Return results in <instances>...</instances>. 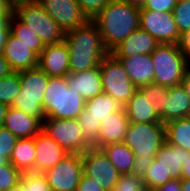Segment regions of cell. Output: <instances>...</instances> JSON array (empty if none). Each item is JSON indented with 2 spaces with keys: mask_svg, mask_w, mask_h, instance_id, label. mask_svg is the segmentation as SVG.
<instances>
[{
  "mask_svg": "<svg viewBox=\"0 0 190 191\" xmlns=\"http://www.w3.org/2000/svg\"><path fill=\"white\" fill-rule=\"evenodd\" d=\"M83 173L94 179L105 191H114L121 174L98 148L91 147L82 153Z\"/></svg>",
  "mask_w": 190,
  "mask_h": 191,
  "instance_id": "cell-11",
  "label": "cell"
},
{
  "mask_svg": "<svg viewBox=\"0 0 190 191\" xmlns=\"http://www.w3.org/2000/svg\"><path fill=\"white\" fill-rule=\"evenodd\" d=\"M111 53L123 40L140 27V7L125 0H110L92 19Z\"/></svg>",
  "mask_w": 190,
  "mask_h": 191,
  "instance_id": "cell-1",
  "label": "cell"
},
{
  "mask_svg": "<svg viewBox=\"0 0 190 191\" xmlns=\"http://www.w3.org/2000/svg\"><path fill=\"white\" fill-rule=\"evenodd\" d=\"M179 46L190 58V30L181 34Z\"/></svg>",
  "mask_w": 190,
  "mask_h": 191,
  "instance_id": "cell-46",
  "label": "cell"
},
{
  "mask_svg": "<svg viewBox=\"0 0 190 191\" xmlns=\"http://www.w3.org/2000/svg\"><path fill=\"white\" fill-rule=\"evenodd\" d=\"M8 162L9 160L3 154H0V166H3L7 164Z\"/></svg>",
  "mask_w": 190,
  "mask_h": 191,
  "instance_id": "cell-55",
  "label": "cell"
},
{
  "mask_svg": "<svg viewBox=\"0 0 190 191\" xmlns=\"http://www.w3.org/2000/svg\"><path fill=\"white\" fill-rule=\"evenodd\" d=\"M35 137L18 138L9 162L23 173H34Z\"/></svg>",
  "mask_w": 190,
  "mask_h": 191,
  "instance_id": "cell-25",
  "label": "cell"
},
{
  "mask_svg": "<svg viewBox=\"0 0 190 191\" xmlns=\"http://www.w3.org/2000/svg\"><path fill=\"white\" fill-rule=\"evenodd\" d=\"M64 41L68 46L69 70L72 73L99 67L101 60L109 53L92 20L66 32Z\"/></svg>",
  "mask_w": 190,
  "mask_h": 191,
  "instance_id": "cell-2",
  "label": "cell"
},
{
  "mask_svg": "<svg viewBox=\"0 0 190 191\" xmlns=\"http://www.w3.org/2000/svg\"><path fill=\"white\" fill-rule=\"evenodd\" d=\"M189 154V151L174 146L167 141L163 143L154 158L164 170L165 183L171 179H181L182 164H184Z\"/></svg>",
  "mask_w": 190,
  "mask_h": 191,
  "instance_id": "cell-23",
  "label": "cell"
},
{
  "mask_svg": "<svg viewBox=\"0 0 190 191\" xmlns=\"http://www.w3.org/2000/svg\"><path fill=\"white\" fill-rule=\"evenodd\" d=\"M124 105L108 94L101 93L94 98L86 100L82 114L86 117H94L100 121L106 119L109 114L120 111Z\"/></svg>",
  "mask_w": 190,
  "mask_h": 191,
  "instance_id": "cell-26",
  "label": "cell"
},
{
  "mask_svg": "<svg viewBox=\"0 0 190 191\" xmlns=\"http://www.w3.org/2000/svg\"><path fill=\"white\" fill-rule=\"evenodd\" d=\"M2 54L12 72H20L38 66V56L29 49V45L11 33Z\"/></svg>",
  "mask_w": 190,
  "mask_h": 191,
  "instance_id": "cell-16",
  "label": "cell"
},
{
  "mask_svg": "<svg viewBox=\"0 0 190 191\" xmlns=\"http://www.w3.org/2000/svg\"><path fill=\"white\" fill-rule=\"evenodd\" d=\"M37 2L65 33L89 20L77 0H37Z\"/></svg>",
  "mask_w": 190,
  "mask_h": 191,
  "instance_id": "cell-13",
  "label": "cell"
},
{
  "mask_svg": "<svg viewBox=\"0 0 190 191\" xmlns=\"http://www.w3.org/2000/svg\"><path fill=\"white\" fill-rule=\"evenodd\" d=\"M190 116V97L182 84L168 87L165 95L162 123Z\"/></svg>",
  "mask_w": 190,
  "mask_h": 191,
  "instance_id": "cell-24",
  "label": "cell"
},
{
  "mask_svg": "<svg viewBox=\"0 0 190 191\" xmlns=\"http://www.w3.org/2000/svg\"><path fill=\"white\" fill-rule=\"evenodd\" d=\"M77 119L81 127L84 139L93 147L99 138V128L101 121L94 117H86L82 113L78 116Z\"/></svg>",
  "mask_w": 190,
  "mask_h": 191,
  "instance_id": "cell-32",
  "label": "cell"
},
{
  "mask_svg": "<svg viewBox=\"0 0 190 191\" xmlns=\"http://www.w3.org/2000/svg\"><path fill=\"white\" fill-rule=\"evenodd\" d=\"M5 1L8 3V5L11 8L14 9L16 6L21 5V4L25 3V2L32 1V0H5Z\"/></svg>",
  "mask_w": 190,
  "mask_h": 191,
  "instance_id": "cell-51",
  "label": "cell"
},
{
  "mask_svg": "<svg viewBox=\"0 0 190 191\" xmlns=\"http://www.w3.org/2000/svg\"><path fill=\"white\" fill-rule=\"evenodd\" d=\"M155 191H182L181 179H171L165 184L158 186Z\"/></svg>",
  "mask_w": 190,
  "mask_h": 191,
  "instance_id": "cell-43",
  "label": "cell"
},
{
  "mask_svg": "<svg viewBox=\"0 0 190 191\" xmlns=\"http://www.w3.org/2000/svg\"><path fill=\"white\" fill-rule=\"evenodd\" d=\"M154 157L141 158V156H135L134 164L131 169V174L137 175L141 179L144 178L147 169L153 162Z\"/></svg>",
  "mask_w": 190,
  "mask_h": 191,
  "instance_id": "cell-41",
  "label": "cell"
},
{
  "mask_svg": "<svg viewBox=\"0 0 190 191\" xmlns=\"http://www.w3.org/2000/svg\"><path fill=\"white\" fill-rule=\"evenodd\" d=\"M159 42L140 27L126 37L111 53L115 57H131L139 54H151Z\"/></svg>",
  "mask_w": 190,
  "mask_h": 191,
  "instance_id": "cell-22",
  "label": "cell"
},
{
  "mask_svg": "<svg viewBox=\"0 0 190 191\" xmlns=\"http://www.w3.org/2000/svg\"><path fill=\"white\" fill-rule=\"evenodd\" d=\"M166 141L164 123H129L123 143L135 156L155 157Z\"/></svg>",
  "mask_w": 190,
  "mask_h": 191,
  "instance_id": "cell-7",
  "label": "cell"
},
{
  "mask_svg": "<svg viewBox=\"0 0 190 191\" xmlns=\"http://www.w3.org/2000/svg\"><path fill=\"white\" fill-rule=\"evenodd\" d=\"M69 50L65 41L45 45L38 57V67L51 77H66L69 73Z\"/></svg>",
  "mask_w": 190,
  "mask_h": 191,
  "instance_id": "cell-14",
  "label": "cell"
},
{
  "mask_svg": "<svg viewBox=\"0 0 190 191\" xmlns=\"http://www.w3.org/2000/svg\"><path fill=\"white\" fill-rule=\"evenodd\" d=\"M10 34V22L0 24V54L3 53L4 46Z\"/></svg>",
  "mask_w": 190,
  "mask_h": 191,
  "instance_id": "cell-45",
  "label": "cell"
},
{
  "mask_svg": "<svg viewBox=\"0 0 190 191\" xmlns=\"http://www.w3.org/2000/svg\"><path fill=\"white\" fill-rule=\"evenodd\" d=\"M22 173L10 162L0 166V191H8L21 181Z\"/></svg>",
  "mask_w": 190,
  "mask_h": 191,
  "instance_id": "cell-35",
  "label": "cell"
},
{
  "mask_svg": "<svg viewBox=\"0 0 190 191\" xmlns=\"http://www.w3.org/2000/svg\"><path fill=\"white\" fill-rule=\"evenodd\" d=\"M86 100L69 89L66 77H51L42 102L45 117L77 119L85 108Z\"/></svg>",
  "mask_w": 190,
  "mask_h": 191,
  "instance_id": "cell-3",
  "label": "cell"
},
{
  "mask_svg": "<svg viewBox=\"0 0 190 191\" xmlns=\"http://www.w3.org/2000/svg\"><path fill=\"white\" fill-rule=\"evenodd\" d=\"M172 13L180 35L190 30V0L179 1Z\"/></svg>",
  "mask_w": 190,
  "mask_h": 191,
  "instance_id": "cell-33",
  "label": "cell"
},
{
  "mask_svg": "<svg viewBox=\"0 0 190 191\" xmlns=\"http://www.w3.org/2000/svg\"><path fill=\"white\" fill-rule=\"evenodd\" d=\"M12 14L13 8L5 0H0V24L9 22Z\"/></svg>",
  "mask_w": 190,
  "mask_h": 191,
  "instance_id": "cell-44",
  "label": "cell"
},
{
  "mask_svg": "<svg viewBox=\"0 0 190 191\" xmlns=\"http://www.w3.org/2000/svg\"><path fill=\"white\" fill-rule=\"evenodd\" d=\"M21 182L25 185V191H52L43 173H23Z\"/></svg>",
  "mask_w": 190,
  "mask_h": 191,
  "instance_id": "cell-36",
  "label": "cell"
},
{
  "mask_svg": "<svg viewBox=\"0 0 190 191\" xmlns=\"http://www.w3.org/2000/svg\"><path fill=\"white\" fill-rule=\"evenodd\" d=\"M42 131L69 153L82 154L92 147L84 139L78 119L45 117Z\"/></svg>",
  "mask_w": 190,
  "mask_h": 191,
  "instance_id": "cell-9",
  "label": "cell"
},
{
  "mask_svg": "<svg viewBox=\"0 0 190 191\" xmlns=\"http://www.w3.org/2000/svg\"><path fill=\"white\" fill-rule=\"evenodd\" d=\"M129 123H161L148 99V91L142 86L137 88L133 96L124 105Z\"/></svg>",
  "mask_w": 190,
  "mask_h": 191,
  "instance_id": "cell-18",
  "label": "cell"
},
{
  "mask_svg": "<svg viewBox=\"0 0 190 191\" xmlns=\"http://www.w3.org/2000/svg\"><path fill=\"white\" fill-rule=\"evenodd\" d=\"M151 57L155 69L154 83L167 87L181 84L190 67V58L179 44H159Z\"/></svg>",
  "mask_w": 190,
  "mask_h": 191,
  "instance_id": "cell-4",
  "label": "cell"
},
{
  "mask_svg": "<svg viewBox=\"0 0 190 191\" xmlns=\"http://www.w3.org/2000/svg\"><path fill=\"white\" fill-rule=\"evenodd\" d=\"M103 93L110 95L125 105L137 87L130 80L123 65L112 53H108L99 65Z\"/></svg>",
  "mask_w": 190,
  "mask_h": 191,
  "instance_id": "cell-8",
  "label": "cell"
},
{
  "mask_svg": "<svg viewBox=\"0 0 190 191\" xmlns=\"http://www.w3.org/2000/svg\"><path fill=\"white\" fill-rule=\"evenodd\" d=\"M99 128V138L94 148L100 149L107 144L122 143L127 128L129 126V119L126 111L123 108L109 114L106 119L101 120Z\"/></svg>",
  "mask_w": 190,
  "mask_h": 191,
  "instance_id": "cell-19",
  "label": "cell"
},
{
  "mask_svg": "<svg viewBox=\"0 0 190 191\" xmlns=\"http://www.w3.org/2000/svg\"><path fill=\"white\" fill-rule=\"evenodd\" d=\"M144 189L142 179L137 175L125 174L119 177L114 191H142Z\"/></svg>",
  "mask_w": 190,
  "mask_h": 191,
  "instance_id": "cell-37",
  "label": "cell"
},
{
  "mask_svg": "<svg viewBox=\"0 0 190 191\" xmlns=\"http://www.w3.org/2000/svg\"><path fill=\"white\" fill-rule=\"evenodd\" d=\"M127 3L137 6V7H142L146 0H125Z\"/></svg>",
  "mask_w": 190,
  "mask_h": 191,
  "instance_id": "cell-52",
  "label": "cell"
},
{
  "mask_svg": "<svg viewBox=\"0 0 190 191\" xmlns=\"http://www.w3.org/2000/svg\"><path fill=\"white\" fill-rule=\"evenodd\" d=\"M35 148L34 173H43L69 154L42 130L35 136Z\"/></svg>",
  "mask_w": 190,
  "mask_h": 191,
  "instance_id": "cell-15",
  "label": "cell"
},
{
  "mask_svg": "<svg viewBox=\"0 0 190 191\" xmlns=\"http://www.w3.org/2000/svg\"><path fill=\"white\" fill-rule=\"evenodd\" d=\"M83 174L82 154L69 153L43 172L52 191H76Z\"/></svg>",
  "mask_w": 190,
  "mask_h": 191,
  "instance_id": "cell-10",
  "label": "cell"
},
{
  "mask_svg": "<svg viewBox=\"0 0 190 191\" xmlns=\"http://www.w3.org/2000/svg\"><path fill=\"white\" fill-rule=\"evenodd\" d=\"M142 182L144 188L146 189H156L158 186L165 184L164 170L162 169L161 164L155 158L147 169Z\"/></svg>",
  "mask_w": 190,
  "mask_h": 191,
  "instance_id": "cell-34",
  "label": "cell"
},
{
  "mask_svg": "<svg viewBox=\"0 0 190 191\" xmlns=\"http://www.w3.org/2000/svg\"><path fill=\"white\" fill-rule=\"evenodd\" d=\"M182 191H190V179H181Z\"/></svg>",
  "mask_w": 190,
  "mask_h": 191,
  "instance_id": "cell-53",
  "label": "cell"
},
{
  "mask_svg": "<svg viewBox=\"0 0 190 191\" xmlns=\"http://www.w3.org/2000/svg\"><path fill=\"white\" fill-rule=\"evenodd\" d=\"M165 135L167 142L190 152V117L167 122Z\"/></svg>",
  "mask_w": 190,
  "mask_h": 191,
  "instance_id": "cell-28",
  "label": "cell"
},
{
  "mask_svg": "<svg viewBox=\"0 0 190 191\" xmlns=\"http://www.w3.org/2000/svg\"><path fill=\"white\" fill-rule=\"evenodd\" d=\"M181 84L183 85L186 93L189 95L190 97V67L187 69L184 77H183V80L181 82Z\"/></svg>",
  "mask_w": 190,
  "mask_h": 191,
  "instance_id": "cell-49",
  "label": "cell"
},
{
  "mask_svg": "<svg viewBox=\"0 0 190 191\" xmlns=\"http://www.w3.org/2000/svg\"><path fill=\"white\" fill-rule=\"evenodd\" d=\"M3 127L17 138H32L42 130V122L32 115L10 106L5 115Z\"/></svg>",
  "mask_w": 190,
  "mask_h": 191,
  "instance_id": "cell-20",
  "label": "cell"
},
{
  "mask_svg": "<svg viewBox=\"0 0 190 191\" xmlns=\"http://www.w3.org/2000/svg\"><path fill=\"white\" fill-rule=\"evenodd\" d=\"M143 87L148 91V99L162 123V111L164 109L165 95L168 94V87L154 82Z\"/></svg>",
  "mask_w": 190,
  "mask_h": 191,
  "instance_id": "cell-31",
  "label": "cell"
},
{
  "mask_svg": "<svg viewBox=\"0 0 190 191\" xmlns=\"http://www.w3.org/2000/svg\"><path fill=\"white\" fill-rule=\"evenodd\" d=\"M66 79L69 89L78 92L85 100L103 93L101 70L99 67L77 73L70 72Z\"/></svg>",
  "mask_w": 190,
  "mask_h": 191,
  "instance_id": "cell-21",
  "label": "cell"
},
{
  "mask_svg": "<svg viewBox=\"0 0 190 191\" xmlns=\"http://www.w3.org/2000/svg\"><path fill=\"white\" fill-rule=\"evenodd\" d=\"M13 14L28 26L41 39L44 45L64 41L65 32L48 15L37 0L16 6L13 9Z\"/></svg>",
  "mask_w": 190,
  "mask_h": 191,
  "instance_id": "cell-6",
  "label": "cell"
},
{
  "mask_svg": "<svg viewBox=\"0 0 190 191\" xmlns=\"http://www.w3.org/2000/svg\"><path fill=\"white\" fill-rule=\"evenodd\" d=\"M76 191H105L94 179L86 176L84 173L81 176L80 182Z\"/></svg>",
  "mask_w": 190,
  "mask_h": 191,
  "instance_id": "cell-42",
  "label": "cell"
},
{
  "mask_svg": "<svg viewBox=\"0 0 190 191\" xmlns=\"http://www.w3.org/2000/svg\"><path fill=\"white\" fill-rule=\"evenodd\" d=\"M142 191H155L154 189H146L144 188Z\"/></svg>",
  "mask_w": 190,
  "mask_h": 191,
  "instance_id": "cell-56",
  "label": "cell"
},
{
  "mask_svg": "<svg viewBox=\"0 0 190 191\" xmlns=\"http://www.w3.org/2000/svg\"><path fill=\"white\" fill-rule=\"evenodd\" d=\"M140 28L153 36L159 44H179L181 39L172 12L140 10Z\"/></svg>",
  "mask_w": 190,
  "mask_h": 191,
  "instance_id": "cell-12",
  "label": "cell"
},
{
  "mask_svg": "<svg viewBox=\"0 0 190 191\" xmlns=\"http://www.w3.org/2000/svg\"><path fill=\"white\" fill-rule=\"evenodd\" d=\"M11 72L7 60L4 58L3 54H0V79L8 76Z\"/></svg>",
  "mask_w": 190,
  "mask_h": 191,
  "instance_id": "cell-47",
  "label": "cell"
},
{
  "mask_svg": "<svg viewBox=\"0 0 190 191\" xmlns=\"http://www.w3.org/2000/svg\"><path fill=\"white\" fill-rule=\"evenodd\" d=\"M181 179H190V154L182 164Z\"/></svg>",
  "mask_w": 190,
  "mask_h": 191,
  "instance_id": "cell-48",
  "label": "cell"
},
{
  "mask_svg": "<svg viewBox=\"0 0 190 191\" xmlns=\"http://www.w3.org/2000/svg\"><path fill=\"white\" fill-rule=\"evenodd\" d=\"M8 191H25V185L20 181L17 185L10 188Z\"/></svg>",
  "mask_w": 190,
  "mask_h": 191,
  "instance_id": "cell-54",
  "label": "cell"
},
{
  "mask_svg": "<svg viewBox=\"0 0 190 191\" xmlns=\"http://www.w3.org/2000/svg\"><path fill=\"white\" fill-rule=\"evenodd\" d=\"M116 58L119 59L130 80L137 88L154 82L155 69L151 54Z\"/></svg>",
  "mask_w": 190,
  "mask_h": 191,
  "instance_id": "cell-17",
  "label": "cell"
},
{
  "mask_svg": "<svg viewBox=\"0 0 190 191\" xmlns=\"http://www.w3.org/2000/svg\"><path fill=\"white\" fill-rule=\"evenodd\" d=\"M109 158L121 175L131 174L135 155L132 150L122 143L107 144L100 148Z\"/></svg>",
  "mask_w": 190,
  "mask_h": 191,
  "instance_id": "cell-27",
  "label": "cell"
},
{
  "mask_svg": "<svg viewBox=\"0 0 190 191\" xmlns=\"http://www.w3.org/2000/svg\"><path fill=\"white\" fill-rule=\"evenodd\" d=\"M18 138L3 126L0 127V154L10 159Z\"/></svg>",
  "mask_w": 190,
  "mask_h": 191,
  "instance_id": "cell-38",
  "label": "cell"
},
{
  "mask_svg": "<svg viewBox=\"0 0 190 191\" xmlns=\"http://www.w3.org/2000/svg\"><path fill=\"white\" fill-rule=\"evenodd\" d=\"M21 84L19 72H11L0 79V102L11 106L15 97L20 93Z\"/></svg>",
  "mask_w": 190,
  "mask_h": 191,
  "instance_id": "cell-30",
  "label": "cell"
},
{
  "mask_svg": "<svg viewBox=\"0 0 190 191\" xmlns=\"http://www.w3.org/2000/svg\"><path fill=\"white\" fill-rule=\"evenodd\" d=\"M9 22L10 33L29 45V49L39 57L45 48V45L41 39L28 26L22 23L14 14L11 15Z\"/></svg>",
  "mask_w": 190,
  "mask_h": 191,
  "instance_id": "cell-29",
  "label": "cell"
},
{
  "mask_svg": "<svg viewBox=\"0 0 190 191\" xmlns=\"http://www.w3.org/2000/svg\"><path fill=\"white\" fill-rule=\"evenodd\" d=\"M178 0H146L140 10H154L158 12H172Z\"/></svg>",
  "mask_w": 190,
  "mask_h": 191,
  "instance_id": "cell-40",
  "label": "cell"
},
{
  "mask_svg": "<svg viewBox=\"0 0 190 191\" xmlns=\"http://www.w3.org/2000/svg\"><path fill=\"white\" fill-rule=\"evenodd\" d=\"M21 89L12 107L38 118L43 122L45 111L42 106L44 93L50 77L38 66L19 72Z\"/></svg>",
  "mask_w": 190,
  "mask_h": 191,
  "instance_id": "cell-5",
  "label": "cell"
},
{
  "mask_svg": "<svg viewBox=\"0 0 190 191\" xmlns=\"http://www.w3.org/2000/svg\"><path fill=\"white\" fill-rule=\"evenodd\" d=\"M8 108H9V106L0 102V127H2L4 124L5 115L7 113Z\"/></svg>",
  "mask_w": 190,
  "mask_h": 191,
  "instance_id": "cell-50",
  "label": "cell"
},
{
  "mask_svg": "<svg viewBox=\"0 0 190 191\" xmlns=\"http://www.w3.org/2000/svg\"><path fill=\"white\" fill-rule=\"evenodd\" d=\"M110 0H77L82 12L92 20Z\"/></svg>",
  "mask_w": 190,
  "mask_h": 191,
  "instance_id": "cell-39",
  "label": "cell"
}]
</instances>
